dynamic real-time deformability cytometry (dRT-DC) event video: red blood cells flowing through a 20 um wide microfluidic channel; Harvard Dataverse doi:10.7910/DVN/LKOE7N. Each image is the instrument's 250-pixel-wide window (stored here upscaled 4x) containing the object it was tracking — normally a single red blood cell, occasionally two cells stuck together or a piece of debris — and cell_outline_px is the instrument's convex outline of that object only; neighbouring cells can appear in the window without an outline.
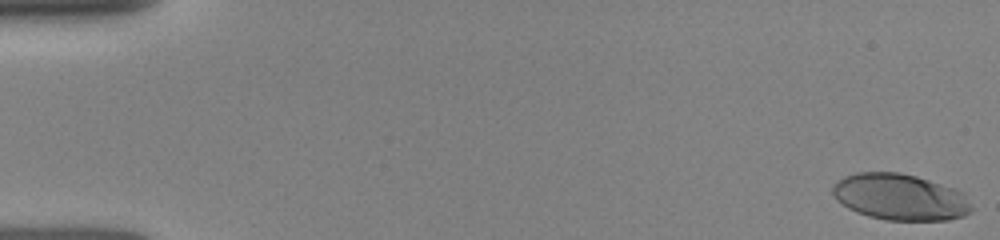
{"species": "human", "species_latin": "Homo sapiens", "temperature_condition": "room temperature", "stored_images_in_passage": 20, "camera_frame_rate_fps": 3000, "um_per_image_px": 0.085, "donor": {"sex": "female"}, "frame": {"image": 1, "passage_image": 1, "time_ms": 0.0, "image_size_px": [1000, 240], "cell_outline_px": [[972, 212], [964, 216], [948, 220], [888, 220], [868, 216], [856, 212], [848, 208], [836, 200], [832, 192], [832, 184], [844, 176], [856, 172], [900, 172], [916, 176], [964, 192], [972, 204]], "centroid_in_image_um": [76.5, 16.75], "position_along_channel_um": 8.5, "area_um2": 37.74}}
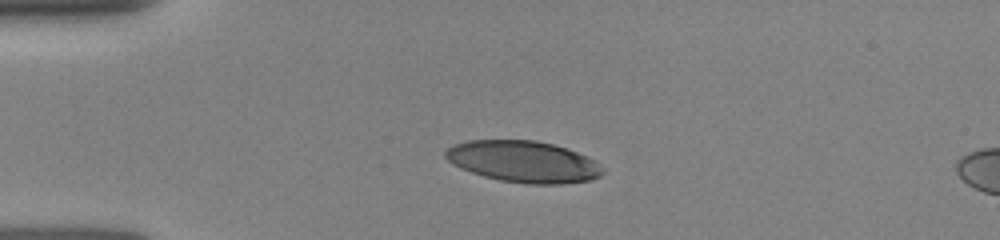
{"frame": {"image": 2, "passage_image": 16, "time_ms": 3.667, "image_size_px": [1000, 240], "cell_outline_px": [[604, 172], [600, 176], [588, 180], [560, 184], [528, 184], [500, 180], [484, 176], [460, 168], [452, 164], [444, 156], [444, 152], [448, 148], [456, 144], [468, 140], [536, 140], [568, 148], [592, 160], [604, 168]], "centroid_in_image_um": [44.47, 13.73], "position_along_channel_um": 40.5, "area_um2": 37.8}}